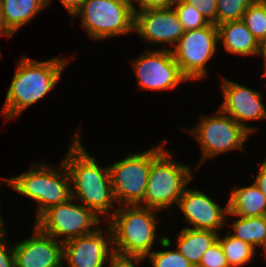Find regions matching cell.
<instances>
[{"mask_svg":"<svg viewBox=\"0 0 266 267\" xmlns=\"http://www.w3.org/2000/svg\"><path fill=\"white\" fill-rule=\"evenodd\" d=\"M74 135L68 154L63 159L70 177L71 197L98 217L102 215L101 219H109L107 217L112 216L117 209L109 166L100 167L96 158L90 156L81 144L79 133Z\"/></svg>","mask_w":266,"mask_h":267,"instance_id":"cell-1","label":"cell"},{"mask_svg":"<svg viewBox=\"0 0 266 267\" xmlns=\"http://www.w3.org/2000/svg\"><path fill=\"white\" fill-rule=\"evenodd\" d=\"M67 58H53L36 61L23 56L17 63L15 74L8 88L4 107L1 110L6 118L18 117L27 107L46 96L61 79L68 64Z\"/></svg>","mask_w":266,"mask_h":267,"instance_id":"cell-2","label":"cell"},{"mask_svg":"<svg viewBox=\"0 0 266 267\" xmlns=\"http://www.w3.org/2000/svg\"><path fill=\"white\" fill-rule=\"evenodd\" d=\"M156 211L141 205L118 206L108 221L114 253L142 258L152 253L159 221Z\"/></svg>","mask_w":266,"mask_h":267,"instance_id":"cell-3","label":"cell"},{"mask_svg":"<svg viewBox=\"0 0 266 267\" xmlns=\"http://www.w3.org/2000/svg\"><path fill=\"white\" fill-rule=\"evenodd\" d=\"M165 142L151 149V167L143 207L163 210L178 206L187 185L194 179L189 166L176 162L164 150Z\"/></svg>","mask_w":266,"mask_h":267,"instance_id":"cell-4","label":"cell"},{"mask_svg":"<svg viewBox=\"0 0 266 267\" xmlns=\"http://www.w3.org/2000/svg\"><path fill=\"white\" fill-rule=\"evenodd\" d=\"M45 164L34 163L25 173L5 179L7 186L37 202L35 219L49 207L71 198L70 177L63 160L58 171Z\"/></svg>","mask_w":266,"mask_h":267,"instance_id":"cell-5","label":"cell"},{"mask_svg":"<svg viewBox=\"0 0 266 267\" xmlns=\"http://www.w3.org/2000/svg\"><path fill=\"white\" fill-rule=\"evenodd\" d=\"M81 18V26L92 39L105 40L134 31L131 0H85L72 19Z\"/></svg>","mask_w":266,"mask_h":267,"instance_id":"cell-6","label":"cell"},{"mask_svg":"<svg viewBox=\"0 0 266 267\" xmlns=\"http://www.w3.org/2000/svg\"><path fill=\"white\" fill-rule=\"evenodd\" d=\"M184 131L192 134L200 145L202 156L197 169L204 161L226 151L244 150V142L251 134L220 109H217L215 116L202 115L196 127Z\"/></svg>","mask_w":266,"mask_h":267,"instance_id":"cell-7","label":"cell"},{"mask_svg":"<svg viewBox=\"0 0 266 267\" xmlns=\"http://www.w3.org/2000/svg\"><path fill=\"white\" fill-rule=\"evenodd\" d=\"M73 200L71 197L64 203L49 207L34 221V224L55 240L63 237L62 242L93 233L103 220L91 209L80 202L73 203Z\"/></svg>","mask_w":266,"mask_h":267,"instance_id":"cell-8","label":"cell"},{"mask_svg":"<svg viewBox=\"0 0 266 267\" xmlns=\"http://www.w3.org/2000/svg\"><path fill=\"white\" fill-rule=\"evenodd\" d=\"M218 30L215 24L185 31L172 51L176 63L188 80L207 77V63L216 54Z\"/></svg>","mask_w":266,"mask_h":267,"instance_id":"cell-9","label":"cell"},{"mask_svg":"<svg viewBox=\"0 0 266 267\" xmlns=\"http://www.w3.org/2000/svg\"><path fill=\"white\" fill-rule=\"evenodd\" d=\"M151 167V149L128 154L109 166L114 196L122 205H142Z\"/></svg>","mask_w":266,"mask_h":267,"instance_id":"cell-10","label":"cell"},{"mask_svg":"<svg viewBox=\"0 0 266 267\" xmlns=\"http://www.w3.org/2000/svg\"><path fill=\"white\" fill-rule=\"evenodd\" d=\"M138 85L144 90L165 91L188 81L166 47L147 51L132 62Z\"/></svg>","mask_w":266,"mask_h":267,"instance_id":"cell-11","label":"cell"},{"mask_svg":"<svg viewBox=\"0 0 266 267\" xmlns=\"http://www.w3.org/2000/svg\"><path fill=\"white\" fill-rule=\"evenodd\" d=\"M107 226L106 236L100 225L91 234L63 242V261L68 267H104L108 263L114 251L111 228Z\"/></svg>","mask_w":266,"mask_h":267,"instance_id":"cell-12","label":"cell"},{"mask_svg":"<svg viewBox=\"0 0 266 267\" xmlns=\"http://www.w3.org/2000/svg\"><path fill=\"white\" fill-rule=\"evenodd\" d=\"M222 81L221 89L224 100L219 109L232 117L251 134L254 133L257 129L246 125V122L266 119V108L262 103V93L225 77H222Z\"/></svg>","mask_w":266,"mask_h":267,"instance_id":"cell-13","label":"cell"},{"mask_svg":"<svg viewBox=\"0 0 266 267\" xmlns=\"http://www.w3.org/2000/svg\"><path fill=\"white\" fill-rule=\"evenodd\" d=\"M134 31L146 44L157 46L176 45L185 32L173 7L135 12Z\"/></svg>","mask_w":266,"mask_h":267,"instance_id":"cell-14","label":"cell"},{"mask_svg":"<svg viewBox=\"0 0 266 267\" xmlns=\"http://www.w3.org/2000/svg\"><path fill=\"white\" fill-rule=\"evenodd\" d=\"M223 207L201 190L188 188L178 203V208L185 216L184 222L192 225L191 229L211 230L217 233L224 229L227 221L228 205Z\"/></svg>","mask_w":266,"mask_h":267,"instance_id":"cell-15","label":"cell"},{"mask_svg":"<svg viewBox=\"0 0 266 267\" xmlns=\"http://www.w3.org/2000/svg\"><path fill=\"white\" fill-rule=\"evenodd\" d=\"M33 225L34 235L13 246L16 267H63V242Z\"/></svg>","mask_w":266,"mask_h":267,"instance_id":"cell-16","label":"cell"},{"mask_svg":"<svg viewBox=\"0 0 266 267\" xmlns=\"http://www.w3.org/2000/svg\"><path fill=\"white\" fill-rule=\"evenodd\" d=\"M47 6V0H1L2 33L12 37Z\"/></svg>","mask_w":266,"mask_h":267,"instance_id":"cell-17","label":"cell"},{"mask_svg":"<svg viewBox=\"0 0 266 267\" xmlns=\"http://www.w3.org/2000/svg\"><path fill=\"white\" fill-rule=\"evenodd\" d=\"M218 41L226 52L242 56H258L259 43L242 20L217 25Z\"/></svg>","mask_w":266,"mask_h":267,"instance_id":"cell-18","label":"cell"},{"mask_svg":"<svg viewBox=\"0 0 266 267\" xmlns=\"http://www.w3.org/2000/svg\"><path fill=\"white\" fill-rule=\"evenodd\" d=\"M219 233L211 230L183 228L176 239V250L194 267H198L203 254L218 241Z\"/></svg>","mask_w":266,"mask_h":267,"instance_id":"cell-19","label":"cell"},{"mask_svg":"<svg viewBox=\"0 0 266 267\" xmlns=\"http://www.w3.org/2000/svg\"><path fill=\"white\" fill-rule=\"evenodd\" d=\"M227 205V215L240 217L266 215V197L254 183L246 187L232 188Z\"/></svg>","mask_w":266,"mask_h":267,"instance_id":"cell-20","label":"cell"},{"mask_svg":"<svg viewBox=\"0 0 266 267\" xmlns=\"http://www.w3.org/2000/svg\"><path fill=\"white\" fill-rule=\"evenodd\" d=\"M238 217L229 224L233 231L229 234L242 241L250 243L254 248L265 247L266 243V215L256 217ZM233 232V233H232Z\"/></svg>","mask_w":266,"mask_h":267,"instance_id":"cell-21","label":"cell"},{"mask_svg":"<svg viewBox=\"0 0 266 267\" xmlns=\"http://www.w3.org/2000/svg\"><path fill=\"white\" fill-rule=\"evenodd\" d=\"M218 241L229 267H243L251 262L255 255V248L248 242L231 236L229 233L224 238L218 235Z\"/></svg>","mask_w":266,"mask_h":267,"instance_id":"cell-22","label":"cell"},{"mask_svg":"<svg viewBox=\"0 0 266 267\" xmlns=\"http://www.w3.org/2000/svg\"><path fill=\"white\" fill-rule=\"evenodd\" d=\"M242 21L259 44L266 38V8L260 0H255L247 8Z\"/></svg>","mask_w":266,"mask_h":267,"instance_id":"cell-23","label":"cell"},{"mask_svg":"<svg viewBox=\"0 0 266 267\" xmlns=\"http://www.w3.org/2000/svg\"><path fill=\"white\" fill-rule=\"evenodd\" d=\"M172 7L176 11L185 31L200 29L210 24L197 9L184 0H175Z\"/></svg>","mask_w":266,"mask_h":267,"instance_id":"cell-24","label":"cell"},{"mask_svg":"<svg viewBox=\"0 0 266 267\" xmlns=\"http://www.w3.org/2000/svg\"><path fill=\"white\" fill-rule=\"evenodd\" d=\"M255 0H217L216 26L242 20L243 14Z\"/></svg>","mask_w":266,"mask_h":267,"instance_id":"cell-25","label":"cell"},{"mask_svg":"<svg viewBox=\"0 0 266 267\" xmlns=\"http://www.w3.org/2000/svg\"><path fill=\"white\" fill-rule=\"evenodd\" d=\"M149 257L153 267H194L176 249L153 251L145 258Z\"/></svg>","mask_w":266,"mask_h":267,"instance_id":"cell-26","label":"cell"},{"mask_svg":"<svg viewBox=\"0 0 266 267\" xmlns=\"http://www.w3.org/2000/svg\"><path fill=\"white\" fill-rule=\"evenodd\" d=\"M198 267H229L219 241L203 254Z\"/></svg>","mask_w":266,"mask_h":267,"instance_id":"cell-27","label":"cell"},{"mask_svg":"<svg viewBox=\"0 0 266 267\" xmlns=\"http://www.w3.org/2000/svg\"><path fill=\"white\" fill-rule=\"evenodd\" d=\"M186 3L197 9L206 20L216 25L217 0H184Z\"/></svg>","mask_w":266,"mask_h":267,"instance_id":"cell-28","label":"cell"},{"mask_svg":"<svg viewBox=\"0 0 266 267\" xmlns=\"http://www.w3.org/2000/svg\"><path fill=\"white\" fill-rule=\"evenodd\" d=\"M7 233L0 235V267H16L13 247L6 240Z\"/></svg>","mask_w":266,"mask_h":267,"instance_id":"cell-29","label":"cell"},{"mask_svg":"<svg viewBox=\"0 0 266 267\" xmlns=\"http://www.w3.org/2000/svg\"><path fill=\"white\" fill-rule=\"evenodd\" d=\"M133 1H135V3L137 2L139 7L135 6ZM174 1L175 0H131V4L133 13H135L151 9L169 8L172 7ZM136 7L139 9H137Z\"/></svg>","mask_w":266,"mask_h":267,"instance_id":"cell-30","label":"cell"},{"mask_svg":"<svg viewBox=\"0 0 266 267\" xmlns=\"http://www.w3.org/2000/svg\"><path fill=\"white\" fill-rule=\"evenodd\" d=\"M145 258L137 256H124L114 253L109 261L107 267H136L135 264H140Z\"/></svg>","mask_w":266,"mask_h":267,"instance_id":"cell-31","label":"cell"},{"mask_svg":"<svg viewBox=\"0 0 266 267\" xmlns=\"http://www.w3.org/2000/svg\"><path fill=\"white\" fill-rule=\"evenodd\" d=\"M253 183L261 190L266 197V159L260 164L258 175Z\"/></svg>","mask_w":266,"mask_h":267,"instance_id":"cell-32","label":"cell"},{"mask_svg":"<svg viewBox=\"0 0 266 267\" xmlns=\"http://www.w3.org/2000/svg\"><path fill=\"white\" fill-rule=\"evenodd\" d=\"M60 3L65 7V9L71 15V18L76 14V12L82 7L85 0H59ZM48 7L50 5V0H47Z\"/></svg>","mask_w":266,"mask_h":267,"instance_id":"cell-33","label":"cell"},{"mask_svg":"<svg viewBox=\"0 0 266 267\" xmlns=\"http://www.w3.org/2000/svg\"><path fill=\"white\" fill-rule=\"evenodd\" d=\"M258 56H262L263 62L266 63V38L259 44Z\"/></svg>","mask_w":266,"mask_h":267,"instance_id":"cell-34","label":"cell"},{"mask_svg":"<svg viewBox=\"0 0 266 267\" xmlns=\"http://www.w3.org/2000/svg\"><path fill=\"white\" fill-rule=\"evenodd\" d=\"M5 181V177H4V179H1L0 178V184L2 183V184H6V181ZM4 182V183H3ZM1 186V185H0ZM0 207H1V202H0ZM0 212H1V210H0ZM1 214V213H0ZM4 219H3V217L0 215V235L1 234H3L4 232H6V229H5V225H4V221H3Z\"/></svg>","mask_w":266,"mask_h":267,"instance_id":"cell-35","label":"cell"},{"mask_svg":"<svg viewBox=\"0 0 266 267\" xmlns=\"http://www.w3.org/2000/svg\"><path fill=\"white\" fill-rule=\"evenodd\" d=\"M0 31L2 32L1 0H0Z\"/></svg>","mask_w":266,"mask_h":267,"instance_id":"cell-36","label":"cell"},{"mask_svg":"<svg viewBox=\"0 0 266 267\" xmlns=\"http://www.w3.org/2000/svg\"><path fill=\"white\" fill-rule=\"evenodd\" d=\"M264 64V74L262 76H266V63H263Z\"/></svg>","mask_w":266,"mask_h":267,"instance_id":"cell-37","label":"cell"},{"mask_svg":"<svg viewBox=\"0 0 266 267\" xmlns=\"http://www.w3.org/2000/svg\"><path fill=\"white\" fill-rule=\"evenodd\" d=\"M260 1L264 4V6L266 8V0H260Z\"/></svg>","mask_w":266,"mask_h":267,"instance_id":"cell-38","label":"cell"},{"mask_svg":"<svg viewBox=\"0 0 266 267\" xmlns=\"http://www.w3.org/2000/svg\"><path fill=\"white\" fill-rule=\"evenodd\" d=\"M0 36H5V35L0 31ZM0 57H1V53H0Z\"/></svg>","mask_w":266,"mask_h":267,"instance_id":"cell-39","label":"cell"},{"mask_svg":"<svg viewBox=\"0 0 266 267\" xmlns=\"http://www.w3.org/2000/svg\"><path fill=\"white\" fill-rule=\"evenodd\" d=\"M263 249H264V251H265V252H264V254H265V253H266V243H265V247H264Z\"/></svg>","mask_w":266,"mask_h":267,"instance_id":"cell-40","label":"cell"}]
</instances>
